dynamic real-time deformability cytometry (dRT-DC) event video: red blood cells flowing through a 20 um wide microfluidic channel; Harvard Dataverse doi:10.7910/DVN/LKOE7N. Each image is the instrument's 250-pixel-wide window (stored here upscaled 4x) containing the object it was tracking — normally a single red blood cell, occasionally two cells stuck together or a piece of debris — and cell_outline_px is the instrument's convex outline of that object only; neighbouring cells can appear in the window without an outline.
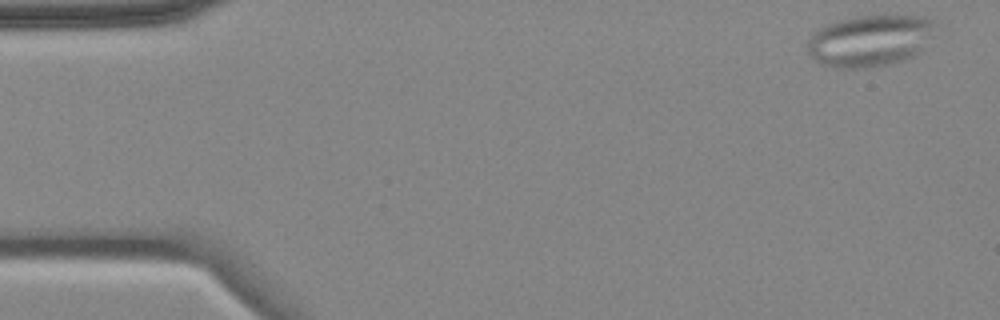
{"species": "common noctule bat (a hibernating species)", "species_latin": "Nyctalus noctula", "temperature_condition": "cold", "stored_images_in_passage": 5, "camera_frame_rate_fps": 3000, "um_per_image_px": 0.085, "animal": {"sex": "female", "body_mass_g": 18.4}, "frame": {"image": 1, "passage_image": 1, "time_ms": 0.0, "image_size_px": [1000, 320], "cell_outline_px": [[936, 20], [920, 52], [912, 56], [888, 64], [868, 68], [836, 68], [820, 64], [808, 52], [808, 40], [812, 32], [824, 24], [856, 16], [920, 16]], "centroid_in_image_um": [73.86, 3.46], "position_along_channel_um": 11.1, "area_um2": 38.03}}